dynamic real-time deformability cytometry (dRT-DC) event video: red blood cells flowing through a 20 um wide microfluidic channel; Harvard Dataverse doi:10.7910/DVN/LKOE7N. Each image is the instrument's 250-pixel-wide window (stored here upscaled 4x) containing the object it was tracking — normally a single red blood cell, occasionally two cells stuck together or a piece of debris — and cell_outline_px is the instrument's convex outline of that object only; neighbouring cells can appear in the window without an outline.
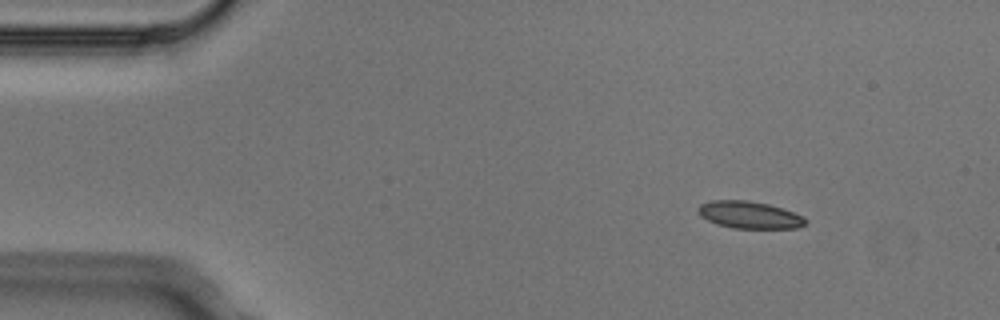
{"species": "Egyptian fruit bat (a non-hibernating species)", "species_latin": "Rousettus aegyptiacus", "temperature_condition": "cold", "stored_images_in_passage": 4, "camera_frame_rate_fps": 3000, "um_per_image_px": 0.085, "animal": {"sex": "male"}, "frame": {"image": 1, "passage_image": 2, "time_ms": 0.333, "image_size_px": [1000, 320], "cell_outline_px": [[808, 220], [804, 224], [796, 228], [732, 228], [716, 224], [700, 216], [696, 212], [696, 208], [700, 204], [712, 200], [748, 200], [768, 204], [804, 216]], "centroid_in_image_um": [63.65, 18.26], "position_along_channel_um": 21.4, "area_um2": 17.05}}
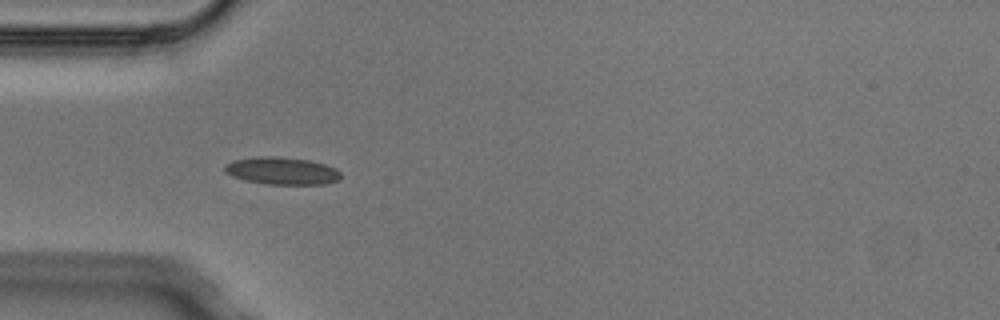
{"frame": {"image": 2, "passage_image": 4, "time_ms": 1.0, "image_size_px": [1000, 320], "cell_outline_px": [[340, 176], [336, 180], [324, 184], [268, 184], [244, 180], [232, 176], [224, 172], [224, 164], [232, 160], [256, 156], [280, 156], [308, 160], [324, 164], [336, 168], [340, 172]], "centroid_in_image_um": [23.9, 14.51], "position_along_channel_um": 61.1, "area_um2": 18.61}}